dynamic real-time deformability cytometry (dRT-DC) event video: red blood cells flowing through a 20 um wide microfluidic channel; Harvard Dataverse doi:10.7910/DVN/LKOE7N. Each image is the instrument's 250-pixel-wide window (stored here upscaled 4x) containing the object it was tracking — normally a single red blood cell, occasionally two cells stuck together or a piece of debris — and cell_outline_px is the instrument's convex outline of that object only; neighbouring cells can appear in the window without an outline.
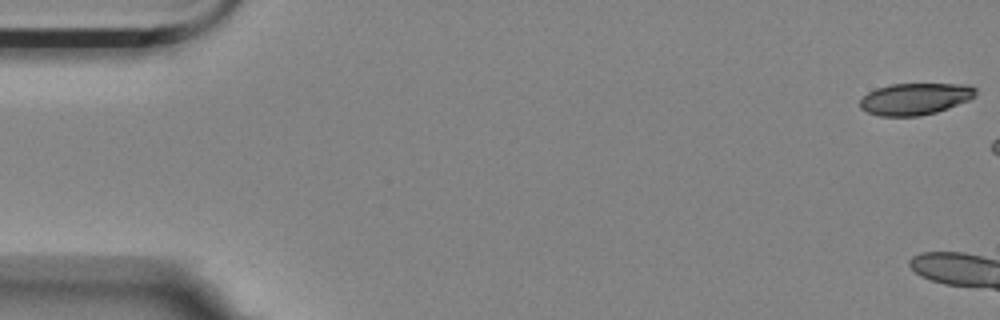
{"species": "Egyptian fruit bat (a non-hibernating species)", "species_latin": "Rousettus aegyptiacus", "temperature_condition": "room temperature", "stored_images_in_passage": 6, "camera_frame_rate_fps": 3000, "um_per_image_px": 0.085, "animal": {"sex": "female"}, "frame": {"image": 1, "passage_image": 1, "time_ms": 0.0, "image_size_px": [1000, 320], "cell_outline_px": [[976, 92], [968, 100], [948, 108], [936, 112], [920, 116], [880, 116], [868, 112], [860, 108], [860, 100], [868, 92], [876, 88], [892, 84], [968, 84], [976, 88]], "centroid_in_image_um": [77.76, 8.4], "position_along_channel_um": 7.2, "area_um2": 21.27}}